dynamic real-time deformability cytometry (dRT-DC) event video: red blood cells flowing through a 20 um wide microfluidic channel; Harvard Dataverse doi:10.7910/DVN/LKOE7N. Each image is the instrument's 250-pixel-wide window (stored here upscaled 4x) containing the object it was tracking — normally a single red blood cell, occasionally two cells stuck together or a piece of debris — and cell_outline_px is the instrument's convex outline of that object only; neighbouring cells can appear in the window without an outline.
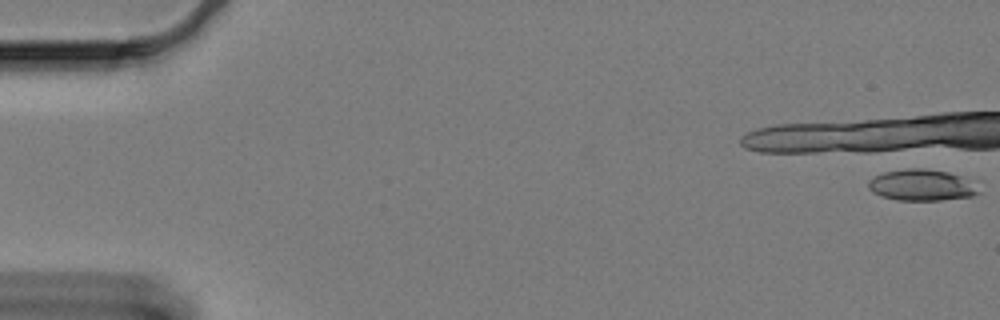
{"species": "Egyptian fruit bat (a non-hibernating species)", "species_latin": "Rousettus aegyptiacus", "temperature_condition": "cold", "stored_images_in_passage": 3, "camera_frame_rate_fps": 3000, "um_per_image_px": 0.085, "animal": {"sex": "female"}, "frame": {"image": 1, "passage_image": 1, "time_ms": 0.0, "image_size_px": [1000, 320], "cell_outline_px": [[980, 192], [972, 196], [940, 200], [896, 200], [880, 196], [872, 192], [868, 188], [868, 180], [884, 172], [908, 168], [920, 168], [948, 172], [960, 176]], "centroid_in_image_um": [78.24, 15.74], "position_along_channel_um": 6.8, "area_um2": 19.71}}